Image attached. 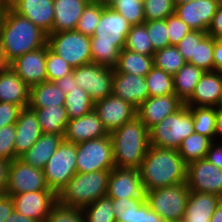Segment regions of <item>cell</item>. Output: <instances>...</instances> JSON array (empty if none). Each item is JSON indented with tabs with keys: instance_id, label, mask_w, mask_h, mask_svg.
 Segmentation results:
<instances>
[{
	"instance_id": "6da1fadb",
	"label": "cell",
	"mask_w": 222,
	"mask_h": 222,
	"mask_svg": "<svg viewBox=\"0 0 222 222\" xmlns=\"http://www.w3.org/2000/svg\"><path fill=\"white\" fill-rule=\"evenodd\" d=\"M46 43V33L29 19L5 7L0 22V53L4 65Z\"/></svg>"
},
{
	"instance_id": "7a4b0ae2",
	"label": "cell",
	"mask_w": 222,
	"mask_h": 222,
	"mask_svg": "<svg viewBox=\"0 0 222 222\" xmlns=\"http://www.w3.org/2000/svg\"><path fill=\"white\" fill-rule=\"evenodd\" d=\"M131 24L106 3L94 35L90 37L92 62L105 67L115 68L120 51L125 48Z\"/></svg>"
},
{
	"instance_id": "3957f363",
	"label": "cell",
	"mask_w": 222,
	"mask_h": 222,
	"mask_svg": "<svg viewBox=\"0 0 222 222\" xmlns=\"http://www.w3.org/2000/svg\"><path fill=\"white\" fill-rule=\"evenodd\" d=\"M138 170L145 192L186 183L187 164L177 150L150 146Z\"/></svg>"
},
{
	"instance_id": "277c9868",
	"label": "cell",
	"mask_w": 222,
	"mask_h": 222,
	"mask_svg": "<svg viewBox=\"0 0 222 222\" xmlns=\"http://www.w3.org/2000/svg\"><path fill=\"white\" fill-rule=\"evenodd\" d=\"M115 167L139 169L150 147L149 129L135 116L111 132Z\"/></svg>"
},
{
	"instance_id": "5b68a950",
	"label": "cell",
	"mask_w": 222,
	"mask_h": 222,
	"mask_svg": "<svg viewBox=\"0 0 222 222\" xmlns=\"http://www.w3.org/2000/svg\"><path fill=\"white\" fill-rule=\"evenodd\" d=\"M109 170L77 172L57 194L63 206L83 209L100 197L107 196Z\"/></svg>"
},
{
	"instance_id": "8992f818",
	"label": "cell",
	"mask_w": 222,
	"mask_h": 222,
	"mask_svg": "<svg viewBox=\"0 0 222 222\" xmlns=\"http://www.w3.org/2000/svg\"><path fill=\"white\" fill-rule=\"evenodd\" d=\"M193 115L183 104L149 130L150 146L178 150L182 140L194 133Z\"/></svg>"
},
{
	"instance_id": "52a82bcc",
	"label": "cell",
	"mask_w": 222,
	"mask_h": 222,
	"mask_svg": "<svg viewBox=\"0 0 222 222\" xmlns=\"http://www.w3.org/2000/svg\"><path fill=\"white\" fill-rule=\"evenodd\" d=\"M190 190L186 183L145 192L146 202L164 222L182 221Z\"/></svg>"
},
{
	"instance_id": "ba28073f",
	"label": "cell",
	"mask_w": 222,
	"mask_h": 222,
	"mask_svg": "<svg viewBox=\"0 0 222 222\" xmlns=\"http://www.w3.org/2000/svg\"><path fill=\"white\" fill-rule=\"evenodd\" d=\"M47 44L73 68L92 62L90 36L76 30L49 33Z\"/></svg>"
},
{
	"instance_id": "9c48e42d",
	"label": "cell",
	"mask_w": 222,
	"mask_h": 222,
	"mask_svg": "<svg viewBox=\"0 0 222 222\" xmlns=\"http://www.w3.org/2000/svg\"><path fill=\"white\" fill-rule=\"evenodd\" d=\"M77 144L62 141L55 154L46 163L43 171L47 187L56 194L77 173Z\"/></svg>"
},
{
	"instance_id": "30bf717a",
	"label": "cell",
	"mask_w": 222,
	"mask_h": 222,
	"mask_svg": "<svg viewBox=\"0 0 222 222\" xmlns=\"http://www.w3.org/2000/svg\"><path fill=\"white\" fill-rule=\"evenodd\" d=\"M114 167L113 144L109 134L77 144V172L111 171Z\"/></svg>"
},
{
	"instance_id": "8fae6325",
	"label": "cell",
	"mask_w": 222,
	"mask_h": 222,
	"mask_svg": "<svg viewBox=\"0 0 222 222\" xmlns=\"http://www.w3.org/2000/svg\"><path fill=\"white\" fill-rule=\"evenodd\" d=\"M113 74V68L93 62L73 68L74 81L94 103L112 94Z\"/></svg>"
},
{
	"instance_id": "7c38bea8",
	"label": "cell",
	"mask_w": 222,
	"mask_h": 222,
	"mask_svg": "<svg viewBox=\"0 0 222 222\" xmlns=\"http://www.w3.org/2000/svg\"><path fill=\"white\" fill-rule=\"evenodd\" d=\"M35 191H53L47 187L44 171L26 164L20 158L11 161L5 194L13 196Z\"/></svg>"
},
{
	"instance_id": "4fadbf2b",
	"label": "cell",
	"mask_w": 222,
	"mask_h": 222,
	"mask_svg": "<svg viewBox=\"0 0 222 222\" xmlns=\"http://www.w3.org/2000/svg\"><path fill=\"white\" fill-rule=\"evenodd\" d=\"M186 184L190 191L222 197V169L206 158L187 164Z\"/></svg>"
},
{
	"instance_id": "5bb4252c",
	"label": "cell",
	"mask_w": 222,
	"mask_h": 222,
	"mask_svg": "<svg viewBox=\"0 0 222 222\" xmlns=\"http://www.w3.org/2000/svg\"><path fill=\"white\" fill-rule=\"evenodd\" d=\"M94 110L108 134L137 116L134 106L113 94L96 101Z\"/></svg>"
},
{
	"instance_id": "9a60e30c",
	"label": "cell",
	"mask_w": 222,
	"mask_h": 222,
	"mask_svg": "<svg viewBox=\"0 0 222 222\" xmlns=\"http://www.w3.org/2000/svg\"><path fill=\"white\" fill-rule=\"evenodd\" d=\"M11 198L16 212L38 222H45L52 207L57 203V194L54 191L25 192Z\"/></svg>"
},
{
	"instance_id": "2e32d148",
	"label": "cell",
	"mask_w": 222,
	"mask_h": 222,
	"mask_svg": "<svg viewBox=\"0 0 222 222\" xmlns=\"http://www.w3.org/2000/svg\"><path fill=\"white\" fill-rule=\"evenodd\" d=\"M49 45L19 56L9 66L29 86L38 85L47 81L46 54Z\"/></svg>"
},
{
	"instance_id": "e0dca14e",
	"label": "cell",
	"mask_w": 222,
	"mask_h": 222,
	"mask_svg": "<svg viewBox=\"0 0 222 222\" xmlns=\"http://www.w3.org/2000/svg\"><path fill=\"white\" fill-rule=\"evenodd\" d=\"M7 6L16 14L29 19L47 35L53 33V0H7Z\"/></svg>"
},
{
	"instance_id": "ac0fdd59",
	"label": "cell",
	"mask_w": 222,
	"mask_h": 222,
	"mask_svg": "<svg viewBox=\"0 0 222 222\" xmlns=\"http://www.w3.org/2000/svg\"><path fill=\"white\" fill-rule=\"evenodd\" d=\"M107 196L112 199L145 197L139 170L114 167L108 178Z\"/></svg>"
},
{
	"instance_id": "d6986e66",
	"label": "cell",
	"mask_w": 222,
	"mask_h": 222,
	"mask_svg": "<svg viewBox=\"0 0 222 222\" xmlns=\"http://www.w3.org/2000/svg\"><path fill=\"white\" fill-rule=\"evenodd\" d=\"M215 0H195L186 4H175V13L191 30L207 32L216 13Z\"/></svg>"
},
{
	"instance_id": "ffe728a7",
	"label": "cell",
	"mask_w": 222,
	"mask_h": 222,
	"mask_svg": "<svg viewBox=\"0 0 222 222\" xmlns=\"http://www.w3.org/2000/svg\"><path fill=\"white\" fill-rule=\"evenodd\" d=\"M184 103L175 95L148 97L137 109V117L150 130L176 112Z\"/></svg>"
},
{
	"instance_id": "44dd1931",
	"label": "cell",
	"mask_w": 222,
	"mask_h": 222,
	"mask_svg": "<svg viewBox=\"0 0 222 222\" xmlns=\"http://www.w3.org/2000/svg\"><path fill=\"white\" fill-rule=\"evenodd\" d=\"M107 135L108 132L103 127L99 115L93 109L79 118L69 119L63 137L66 142L78 144Z\"/></svg>"
},
{
	"instance_id": "7402d4cb",
	"label": "cell",
	"mask_w": 222,
	"mask_h": 222,
	"mask_svg": "<svg viewBox=\"0 0 222 222\" xmlns=\"http://www.w3.org/2000/svg\"><path fill=\"white\" fill-rule=\"evenodd\" d=\"M112 94L130 103L136 109L149 97L145 77L120 73L114 69Z\"/></svg>"
},
{
	"instance_id": "603a6c76",
	"label": "cell",
	"mask_w": 222,
	"mask_h": 222,
	"mask_svg": "<svg viewBox=\"0 0 222 222\" xmlns=\"http://www.w3.org/2000/svg\"><path fill=\"white\" fill-rule=\"evenodd\" d=\"M222 95V71H205L200 77L187 106L216 107Z\"/></svg>"
},
{
	"instance_id": "cb8c5ba5",
	"label": "cell",
	"mask_w": 222,
	"mask_h": 222,
	"mask_svg": "<svg viewBox=\"0 0 222 222\" xmlns=\"http://www.w3.org/2000/svg\"><path fill=\"white\" fill-rule=\"evenodd\" d=\"M15 159L24 155L41 137L42 130L33 109L25 107L16 121Z\"/></svg>"
},
{
	"instance_id": "d4e9b609",
	"label": "cell",
	"mask_w": 222,
	"mask_h": 222,
	"mask_svg": "<svg viewBox=\"0 0 222 222\" xmlns=\"http://www.w3.org/2000/svg\"><path fill=\"white\" fill-rule=\"evenodd\" d=\"M29 94L30 87L9 65L0 68V102L28 105Z\"/></svg>"
},
{
	"instance_id": "484cf974",
	"label": "cell",
	"mask_w": 222,
	"mask_h": 222,
	"mask_svg": "<svg viewBox=\"0 0 222 222\" xmlns=\"http://www.w3.org/2000/svg\"><path fill=\"white\" fill-rule=\"evenodd\" d=\"M222 201L217 195L190 191L183 221L210 222V219Z\"/></svg>"
},
{
	"instance_id": "4316f807",
	"label": "cell",
	"mask_w": 222,
	"mask_h": 222,
	"mask_svg": "<svg viewBox=\"0 0 222 222\" xmlns=\"http://www.w3.org/2000/svg\"><path fill=\"white\" fill-rule=\"evenodd\" d=\"M91 0H53V33L75 30L84 8Z\"/></svg>"
},
{
	"instance_id": "83f0119b",
	"label": "cell",
	"mask_w": 222,
	"mask_h": 222,
	"mask_svg": "<svg viewBox=\"0 0 222 222\" xmlns=\"http://www.w3.org/2000/svg\"><path fill=\"white\" fill-rule=\"evenodd\" d=\"M63 140V135L43 133L20 159L32 167L43 170L46 163L51 156L55 154L56 149Z\"/></svg>"
},
{
	"instance_id": "f1b7e54d",
	"label": "cell",
	"mask_w": 222,
	"mask_h": 222,
	"mask_svg": "<svg viewBox=\"0 0 222 222\" xmlns=\"http://www.w3.org/2000/svg\"><path fill=\"white\" fill-rule=\"evenodd\" d=\"M66 94L55 82L45 81L30 87L29 108L64 106Z\"/></svg>"
},
{
	"instance_id": "f546056e",
	"label": "cell",
	"mask_w": 222,
	"mask_h": 222,
	"mask_svg": "<svg viewBox=\"0 0 222 222\" xmlns=\"http://www.w3.org/2000/svg\"><path fill=\"white\" fill-rule=\"evenodd\" d=\"M37 115L42 133L63 135L69 121L67 110L64 106L30 108Z\"/></svg>"
},
{
	"instance_id": "4dcf8cb0",
	"label": "cell",
	"mask_w": 222,
	"mask_h": 222,
	"mask_svg": "<svg viewBox=\"0 0 222 222\" xmlns=\"http://www.w3.org/2000/svg\"><path fill=\"white\" fill-rule=\"evenodd\" d=\"M203 73L204 71L202 69L187 62L173 76L175 95L183 103L192 96Z\"/></svg>"
},
{
	"instance_id": "1f68e13d",
	"label": "cell",
	"mask_w": 222,
	"mask_h": 222,
	"mask_svg": "<svg viewBox=\"0 0 222 222\" xmlns=\"http://www.w3.org/2000/svg\"><path fill=\"white\" fill-rule=\"evenodd\" d=\"M153 66V56L142 55L124 48L120 51L118 63L114 69L120 73L145 77Z\"/></svg>"
},
{
	"instance_id": "d6a6232c",
	"label": "cell",
	"mask_w": 222,
	"mask_h": 222,
	"mask_svg": "<svg viewBox=\"0 0 222 222\" xmlns=\"http://www.w3.org/2000/svg\"><path fill=\"white\" fill-rule=\"evenodd\" d=\"M214 37L207 32L195 30L194 57L188 62L205 71H214Z\"/></svg>"
},
{
	"instance_id": "836d02e7",
	"label": "cell",
	"mask_w": 222,
	"mask_h": 222,
	"mask_svg": "<svg viewBox=\"0 0 222 222\" xmlns=\"http://www.w3.org/2000/svg\"><path fill=\"white\" fill-rule=\"evenodd\" d=\"M213 142L211 138L194 132L182 140L177 151L183 161L189 164L192 161L204 159Z\"/></svg>"
},
{
	"instance_id": "e575fe53",
	"label": "cell",
	"mask_w": 222,
	"mask_h": 222,
	"mask_svg": "<svg viewBox=\"0 0 222 222\" xmlns=\"http://www.w3.org/2000/svg\"><path fill=\"white\" fill-rule=\"evenodd\" d=\"M94 101L89 94L78 85L68 91L64 100L69 119L79 118L94 109Z\"/></svg>"
},
{
	"instance_id": "d590c367",
	"label": "cell",
	"mask_w": 222,
	"mask_h": 222,
	"mask_svg": "<svg viewBox=\"0 0 222 222\" xmlns=\"http://www.w3.org/2000/svg\"><path fill=\"white\" fill-rule=\"evenodd\" d=\"M193 115L194 132L215 141L216 108L188 106Z\"/></svg>"
},
{
	"instance_id": "8d00e7d4",
	"label": "cell",
	"mask_w": 222,
	"mask_h": 222,
	"mask_svg": "<svg viewBox=\"0 0 222 222\" xmlns=\"http://www.w3.org/2000/svg\"><path fill=\"white\" fill-rule=\"evenodd\" d=\"M145 81L149 97L175 94L173 76L156 66H153L146 74Z\"/></svg>"
},
{
	"instance_id": "74e56055",
	"label": "cell",
	"mask_w": 222,
	"mask_h": 222,
	"mask_svg": "<svg viewBox=\"0 0 222 222\" xmlns=\"http://www.w3.org/2000/svg\"><path fill=\"white\" fill-rule=\"evenodd\" d=\"M154 66L174 76L187 62L176 46H168L155 51Z\"/></svg>"
},
{
	"instance_id": "f35d334b",
	"label": "cell",
	"mask_w": 222,
	"mask_h": 222,
	"mask_svg": "<svg viewBox=\"0 0 222 222\" xmlns=\"http://www.w3.org/2000/svg\"><path fill=\"white\" fill-rule=\"evenodd\" d=\"M125 49L142 55H154L155 50L144 23L131 26V30L127 34Z\"/></svg>"
},
{
	"instance_id": "ab89813d",
	"label": "cell",
	"mask_w": 222,
	"mask_h": 222,
	"mask_svg": "<svg viewBox=\"0 0 222 222\" xmlns=\"http://www.w3.org/2000/svg\"><path fill=\"white\" fill-rule=\"evenodd\" d=\"M86 222H116V215L113 211L112 198L100 197L82 209Z\"/></svg>"
},
{
	"instance_id": "60d3db41",
	"label": "cell",
	"mask_w": 222,
	"mask_h": 222,
	"mask_svg": "<svg viewBox=\"0 0 222 222\" xmlns=\"http://www.w3.org/2000/svg\"><path fill=\"white\" fill-rule=\"evenodd\" d=\"M107 5L121 14L131 26L145 22L143 1L140 0H110Z\"/></svg>"
},
{
	"instance_id": "b9f144b4",
	"label": "cell",
	"mask_w": 222,
	"mask_h": 222,
	"mask_svg": "<svg viewBox=\"0 0 222 222\" xmlns=\"http://www.w3.org/2000/svg\"><path fill=\"white\" fill-rule=\"evenodd\" d=\"M103 11V2L90 1L84 8L75 30L83 35L93 36Z\"/></svg>"
},
{
	"instance_id": "7bdbcfd3",
	"label": "cell",
	"mask_w": 222,
	"mask_h": 222,
	"mask_svg": "<svg viewBox=\"0 0 222 222\" xmlns=\"http://www.w3.org/2000/svg\"><path fill=\"white\" fill-rule=\"evenodd\" d=\"M73 72V67L50 48L46 54L47 81L55 82L58 79Z\"/></svg>"
},
{
	"instance_id": "ee69618b",
	"label": "cell",
	"mask_w": 222,
	"mask_h": 222,
	"mask_svg": "<svg viewBox=\"0 0 222 222\" xmlns=\"http://www.w3.org/2000/svg\"><path fill=\"white\" fill-rule=\"evenodd\" d=\"M145 21L162 20L175 13L174 0H144Z\"/></svg>"
},
{
	"instance_id": "f6af8a7d",
	"label": "cell",
	"mask_w": 222,
	"mask_h": 222,
	"mask_svg": "<svg viewBox=\"0 0 222 222\" xmlns=\"http://www.w3.org/2000/svg\"><path fill=\"white\" fill-rule=\"evenodd\" d=\"M144 25L155 51L170 46L166 19L145 21Z\"/></svg>"
},
{
	"instance_id": "bcb514c9",
	"label": "cell",
	"mask_w": 222,
	"mask_h": 222,
	"mask_svg": "<svg viewBox=\"0 0 222 222\" xmlns=\"http://www.w3.org/2000/svg\"><path fill=\"white\" fill-rule=\"evenodd\" d=\"M45 222H86V220L82 209L63 206L57 202Z\"/></svg>"
},
{
	"instance_id": "7dc6e473",
	"label": "cell",
	"mask_w": 222,
	"mask_h": 222,
	"mask_svg": "<svg viewBox=\"0 0 222 222\" xmlns=\"http://www.w3.org/2000/svg\"><path fill=\"white\" fill-rule=\"evenodd\" d=\"M15 138V124L0 128V159L10 162L15 159Z\"/></svg>"
},
{
	"instance_id": "c3c4849f",
	"label": "cell",
	"mask_w": 222,
	"mask_h": 222,
	"mask_svg": "<svg viewBox=\"0 0 222 222\" xmlns=\"http://www.w3.org/2000/svg\"><path fill=\"white\" fill-rule=\"evenodd\" d=\"M166 26L170 46H176L187 33L192 31L176 14L166 18Z\"/></svg>"
},
{
	"instance_id": "681fc988",
	"label": "cell",
	"mask_w": 222,
	"mask_h": 222,
	"mask_svg": "<svg viewBox=\"0 0 222 222\" xmlns=\"http://www.w3.org/2000/svg\"><path fill=\"white\" fill-rule=\"evenodd\" d=\"M116 222H164L163 219L150 209L145 201L136 211L129 216H116Z\"/></svg>"
},
{
	"instance_id": "f907efd6",
	"label": "cell",
	"mask_w": 222,
	"mask_h": 222,
	"mask_svg": "<svg viewBox=\"0 0 222 222\" xmlns=\"http://www.w3.org/2000/svg\"><path fill=\"white\" fill-rule=\"evenodd\" d=\"M145 201L146 197L112 199L113 211L116 216H129Z\"/></svg>"
},
{
	"instance_id": "816d5d0a",
	"label": "cell",
	"mask_w": 222,
	"mask_h": 222,
	"mask_svg": "<svg viewBox=\"0 0 222 222\" xmlns=\"http://www.w3.org/2000/svg\"><path fill=\"white\" fill-rule=\"evenodd\" d=\"M28 105H14L7 102H0V128L11 124H16L20 112Z\"/></svg>"
},
{
	"instance_id": "f5cc1de1",
	"label": "cell",
	"mask_w": 222,
	"mask_h": 222,
	"mask_svg": "<svg viewBox=\"0 0 222 222\" xmlns=\"http://www.w3.org/2000/svg\"><path fill=\"white\" fill-rule=\"evenodd\" d=\"M180 54L184 57L186 62L191 60V57H194L195 50V30L187 33L180 42L176 45Z\"/></svg>"
},
{
	"instance_id": "db71d44e",
	"label": "cell",
	"mask_w": 222,
	"mask_h": 222,
	"mask_svg": "<svg viewBox=\"0 0 222 222\" xmlns=\"http://www.w3.org/2000/svg\"><path fill=\"white\" fill-rule=\"evenodd\" d=\"M207 33L217 40H222V5L217 7Z\"/></svg>"
},
{
	"instance_id": "11a10c76",
	"label": "cell",
	"mask_w": 222,
	"mask_h": 222,
	"mask_svg": "<svg viewBox=\"0 0 222 222\" xmlns=\"http://www.w3.org/2000/svg\"><path fill=\"white\" fill-rule=\"evenodd\" d=\"M205 158L216 167L222 169V143L214 141L210 145Z\"/></svg>"
},
{
	"instance_id": "9f6ffc18",
	"label": "cell",
	"mask_w": 222,
	"mask_h": 222,
	"mask_svg": "<svg viewBox=\"0 0 222 222\" xmlns=\"http://www.w3.org/2000/svg\"><path fill=\"white\" fill-rule=\"evenodd\" d=\"M14 210V204L10 195L0 194V222H5Z\"/></svg>"
},
{
	"instance_id": "6f0895ef",
	"label": "cell",
	"mask_w": 222,
	"mask_h": 222,
	"mask_svg": "<svg viewBox=\"0 0 222 222\" xmlns=\"http://www.w3.org/2000/svg\"><path fill=\"white\" fill-rule=\"evenodd\" d=\"M10 161L0 159V194H4L8 185Z\"/></svg>"
},
{
	"instance_id": "680465c9",
	"label": "cell",
	"mask_w": 222,
	"mask_h": 222,
	"mask_svg": "<svg viewBox=\"0 0 222 222\" xmlns=\"http://www.w3.org/2000/svg\"><path fill=\"white\" fill-rule=\"evenodd\" d=\"M56 85L67 94L77 83L74 81L73 72L55 81Z\"/></svg>"
},
{
	"instance_id": "91938a15",
	"label": "cell",
	"mask_w": 222,
	"mask_h": 222,
	"mask_svg": "<svg viewBox=\"0 0 222 222\" xmlns=\"http://www.w3.org/2000/svg\"><path fill=\"white\" fill-rule=\"evenodd\" d=\"M214 70L222 71V40L214 38Z\"/></svg>"
},
{
	"instance_id": "94428289",
	"label": "cell",
	"mask_w": 222,
	"mask_h": 222,
	"mask_svg": "<svg viewBox=\"0 0 222 222\" xmlns=\"http://www.w3.org/2000/svg\"><path fill=\"white\" fill-rule=\"evenodd\" d=\"M5 222H38L33 218H28L13 210Z\"/></svg>"
},
{
	"instance_id": "6125c7cd",
	"label": "cell",
	"mask_w": 222,
	"mask_h": 222,
	"mask_svg": "<svg viewBox=\"0 0 222 222\" xmlns=\"http://www.w3.org/2000/svg\"><path fill=\"white\" fill-rule=\"evenodd\" d=\"M219 138H220V140H219ZM215 142L222 143V110H216Z\"/></svg>"
},
{
	"instance_id": "be15d7a7",
	"label": "cell",
	"mask_w": 222,
	"mask_h": 222,
	"mask_svg": "<svg viewBox=\"0 0 222 222\" xmlns=\"http://www.w3.org/2000/svg\"><path fill=\"white\" fill-rule=\"evenodd\" d=\"M210 222H222V201L220 202L217 209L213 213Z\"/></svg>"
},
{
	"instance_id": "e7e4bbea",
	"label": "cell",
	"mask_w": 222,
	"mask_h": 222,
	"mask_svg": "<svg viewBox=\"0 0 222 222\" xmlns=\"http://www.w3.org/2000/svg\"><path fill=\"white\" fill-rule=\"evenodd\" d=\"M6 6H7V0H0V22Z\"/></svg>"
},
{
	"instance_id": "03108f58",
	"label": "cell",
	"mask_w": 222,
	"mask_h": 222,
	"mask_svg": "<svg viewBox=\"0 0 222 222\" xmlns=\"http://www.w3.org/2000/svg\"><path fill=\"white\" fill-rule=\"evenodd\" d=\"M191 1H195V0H174L175 4H186L189 3Z\"/></svg>"
},
{
	"instance_id": "003e7915",
	"label": "cell",
	"mask_w": 222,
	"mask_h": 222,
	"mask_svg": "<svg viewBox=\"0 0 222 222\" xmlns=\"http://www.w3.org/2000/svg\"><path fill=\"white\" fill-rule=\"evenodd\" d=\"M215 108L216 110H222V95L220 96L219 102Z\"/></svg>"
},
{
	"instance_id": "a7ac6f4b",
	"label": "cell",
	"mask_w": 222,
	"mask_h": 222,
	"mask_svg": "<svg viewBox=\"0 0 222 222\" xmlns=\"http://www.w3.org/2000/svg\"><path fill=\"white\" fill-rule=\"evenodd\" d=\"M91 1H98V2H103L107 4L110 0H91Z\"/></svg>"
},
{
	"instance_id": "89a4df30",
	"label": "cell",
	"mask_w": 222,
	"mask_h": 222,
	"mask_svg": "<svg viewBox=\"0 0 222 222\" xmlns=\"http://www.w3.org/2000/svg\"><path fill=\"white\" fill-rule=\"evenodd\" d=\"M3 66H5V65L3 63V60H2V57H1V53H0V68L3 67Z\"/></svg>"
},
{
	"instance_id": "2644e50d",
	"label": "cell",
	"mask_w": 222,
	"mask_h": 222,
	"mask_svg": "<svg viewBox=\"0 0 222 222\" xmlns=\"http://www.w3.org/2000/svg\"><path fill=\"white\" fill-rule=\"evenodd\" d=\"M218 4V6L222 5V0H215Z\"/></svg>"
}]
</instances>
